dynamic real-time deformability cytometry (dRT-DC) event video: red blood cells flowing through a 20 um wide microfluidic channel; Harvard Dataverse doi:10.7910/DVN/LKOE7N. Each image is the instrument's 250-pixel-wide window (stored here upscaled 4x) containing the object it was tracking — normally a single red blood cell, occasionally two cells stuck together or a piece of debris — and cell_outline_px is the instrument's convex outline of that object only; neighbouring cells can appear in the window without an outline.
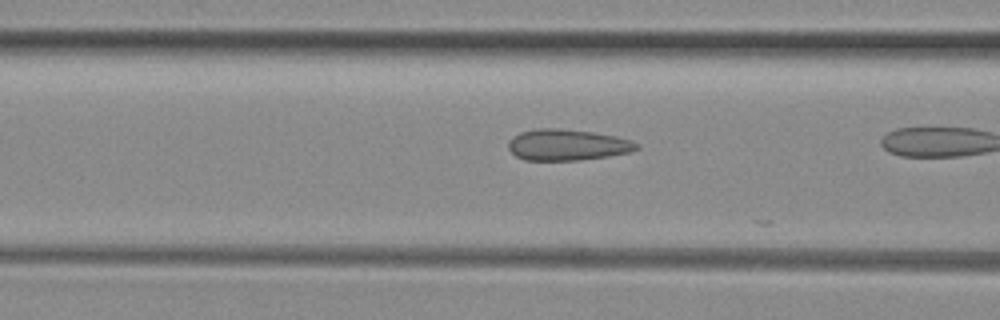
{"species": "common noctule bat (a hibernating species)", "species_latin": "Nyctalus noctula", "temperature_condition": "room temperature", "stored_images_in_passage": 22, "camera_frame_rate_fps": 3000, "um_per_image_px": 0.085, "animal": {"sex": "female", "body_mass_g": 29.2, "forearm_length_mm": 56.3}, "frame": {"image": 1, "passage_image": 18, "time_ms": 5.667, "image_size_px": [1000, 320], "cell_outline_px": [[640, 148], [628, 152], [608, 156], [576, 160], [524, 160], [516, 156], [508, 148], [508, 140], [512, 136], [520, 132], [536, 128], [556, 128], [592, 132], [616, 136], [632, 140], [640, 144]], "centroid_in_image_um": [48.2, 12.3], "position_along_channel_um": 118.4, "area_um2": 23.35}}
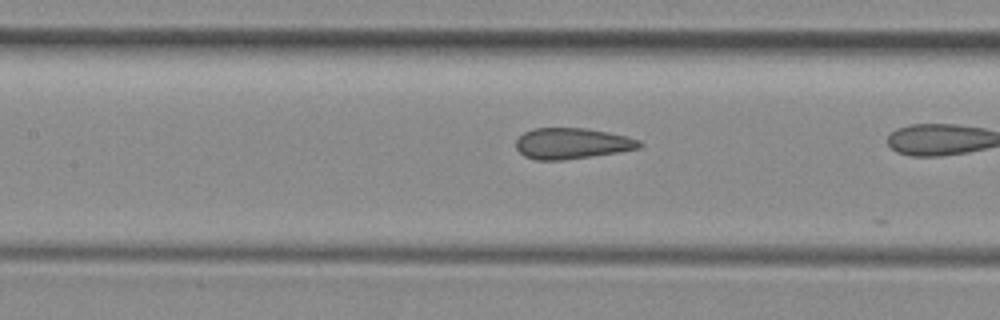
{"frame": {"image": 2, "passage_image": 21, "time_ms": 6.667, "image_size_px": [1000, 320], "cell_outline_px": [[644, 144], [640, 148], [592, 156], [564, 160], [536, 160], [524, 156], [516, 148], [516, 140], [524, 132], [532, 128], [588, 128], [628, 136], [640, 140]], "centroid_in_image_um": [48.62, 12.19], "position_along_channel_um": 158.8, "area_um2": 22.37}}